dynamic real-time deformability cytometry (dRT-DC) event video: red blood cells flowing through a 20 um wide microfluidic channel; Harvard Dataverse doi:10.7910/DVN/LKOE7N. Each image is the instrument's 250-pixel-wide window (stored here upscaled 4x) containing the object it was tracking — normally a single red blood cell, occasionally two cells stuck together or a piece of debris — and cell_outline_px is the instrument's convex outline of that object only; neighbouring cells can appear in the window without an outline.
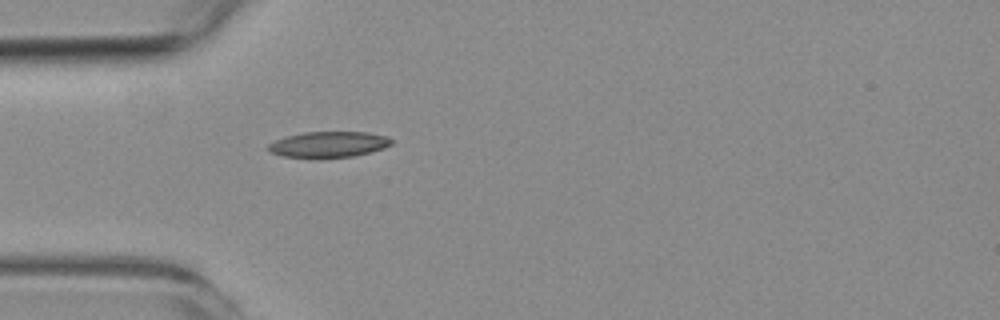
{"species": "common noctule bat (a hibernating species)", "species_latin": "Nyctalus noctula", "temperature_condition": "room temperature", "stored_images_in_passage": 1, "camera_frame_rate_fps": 3000, "um_per_image_px": 0.085, "animal": {"sex": "female", "body_mass_g": 19.3, "forearm_length_mm": 54.1}, "frame": {"image": 1, "passage_image": 1, "time_ms": 0.0, "image_size_px": [1000, 320], "cell_outline_px": [[392, 144], [384, 148], [352, 156], [320, 160], [308, 160], [284, 156], [272, 152], [268, 148], [268, 144], [276, 140], [288, 136], [304, 132], [368, 132], [388, 136], [392, 140]], "centroid_in_image_um": [27.93, 12.31], "position_along_channel_um": 57.1, "area_um2": 19.02}}